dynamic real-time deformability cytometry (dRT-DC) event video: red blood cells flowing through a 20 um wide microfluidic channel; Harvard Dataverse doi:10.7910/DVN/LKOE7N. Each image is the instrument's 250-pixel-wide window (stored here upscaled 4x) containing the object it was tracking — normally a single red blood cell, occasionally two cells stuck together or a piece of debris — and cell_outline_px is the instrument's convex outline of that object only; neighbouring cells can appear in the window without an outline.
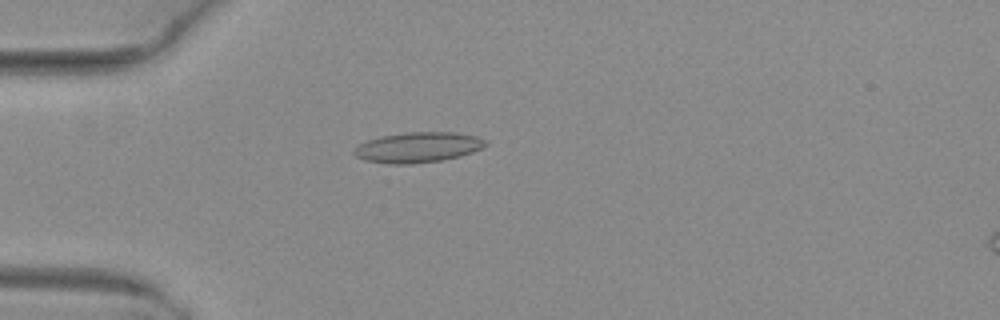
{"species": "common noctule bat (a hibernating species)", "species_latin": "Nyctalus noctula", "temperature_condition": "warm", "stored_images_in_passage": 51, "camera_frame_rate_fps": 3000, "um_per_image_px": 0.085, "animal": {"sex": "female", "body_mass_g": 29.2, "forearm_length_mm": 56.3}, "frame": {"image": 1, "passage_image": 15, "time_ms": 4.667, "image_size_px": [1000, 320], "cell_outline_px": [[488, 144], [472, 152], [460, 156], [440, 160], [412, 164], [388, 164], [364, 160], [356, 156], [352, 152], [352, 148], [368, 140], [380, 136], [404, 132], [452, 132], [476, 136], [484, 140]], "centroid_in_image_um": [35.47, 12.52], "position_along_channel_um": 49.5, "area_um2": 23.24}}
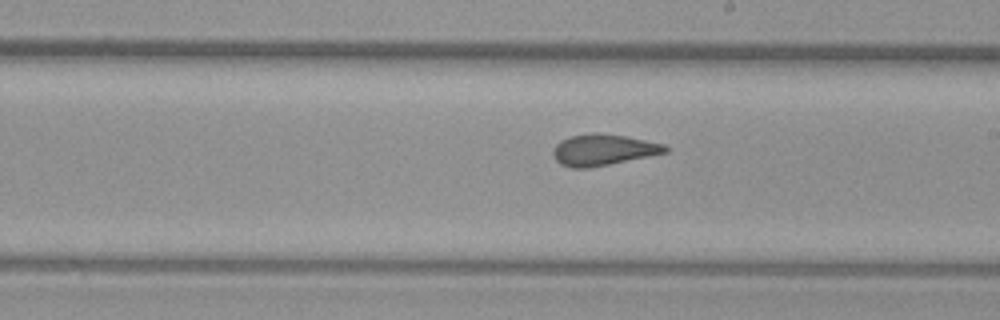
{"frame": {"image": 2, "passage_image": 30, "time_ms": 9.667, "image_size_px": [1000, 320], "cell_outline_px": [[668, 152], [588, 168], [572, 168], [560, 164], [552, 156], [552, 148], [560, 140], [572, 136], [596, 132], [624, 136], [664, 144], [668, 148]], "centroid_in_image_um": [51.22, 12.74], "position_along_channel_um": 237.8, "area_um2": 20.23}}
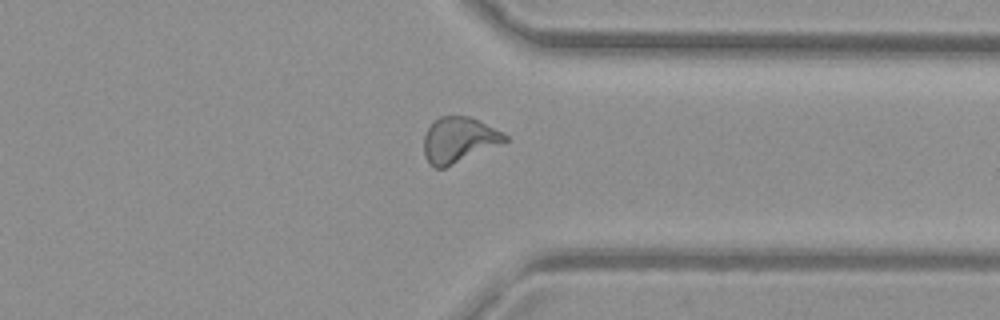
{"frame": {"image": 3, "passage_image": 40, "time_ms": 13.0, "image_size_px": [1000, 320], "cell_outline_px": [[508, 140], [444, 168], [436, 168], [424, 156], [424, 136], [428, 128], [440, 116], [468, 116], [504, 132], [508, 136]], "centroid_in_image_um": [38.99, 11.88], "position_along_channel_um": 372.4, "area_um2": 20.98}, "authors_computed_cell_mechanics": {"area_um2": 21.2126, "velocity_mm_per_s": 4.0819, "shape_relaxation_time_tau1_ms": null, "shape_relaxation_time_tau2_ms": 1.2114, "deformation_change_tau1": null, "deformation_change_tau2": 0.083}}